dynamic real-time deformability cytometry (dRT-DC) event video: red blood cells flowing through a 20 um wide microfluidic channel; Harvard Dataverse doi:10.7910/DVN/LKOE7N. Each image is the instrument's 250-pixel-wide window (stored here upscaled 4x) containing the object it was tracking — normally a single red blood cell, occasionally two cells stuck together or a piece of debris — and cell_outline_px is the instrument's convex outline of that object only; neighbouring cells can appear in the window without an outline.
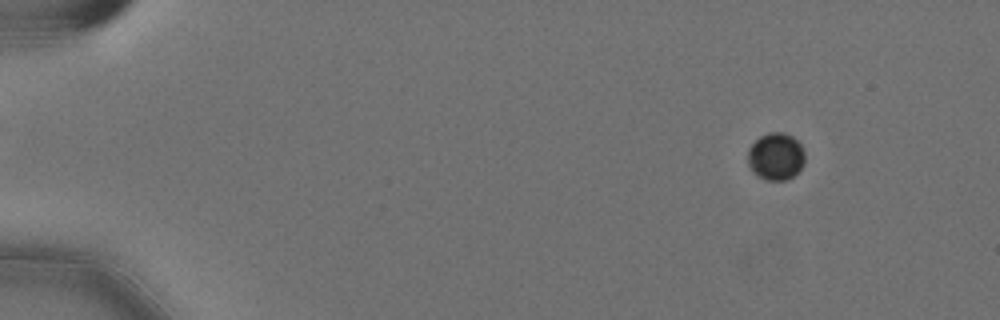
{"species": "Egyptian fruit bat (a non-hibernating species)", "species_latin": "Rousettus aegyptiacus", "temperature_condition": "cold", "stored_images_in_passage": 59, "camera_frame_rate_fps": 3000, "um_per_image_px": 0.085, "animal": {"sex": "female"}, "frame": {"image": 1, "passage_image": 8, "time_ms": 2.333, "image_size_px": [1000, 320], "cell_outline_px": [[804, 164], [788, 180], [764, 180], [752, 172], [748, 164], [748, 148], [760, 136], [768, 132], [784, 132], [792, 136], [800, 144], [804, 152]], "centroid_in_image_um": [65.93, 13.3], "position_along_channel_um": 19.1, "area_um2": 15.78}}
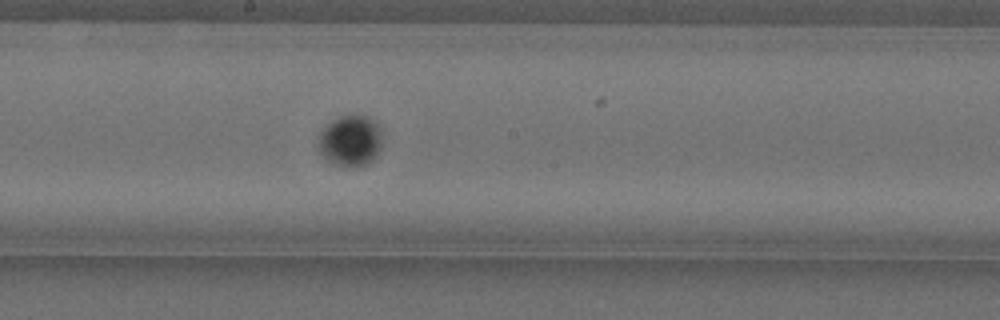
{"frame": {"image": 2, "passage_image": 34, "time_ms": 11.0, "image_size_px": [1000, 320], "cell_outline_px": [[380, 148], [376, 156], [368, 164], [360, 168], [344, 168], [332, 164], [316, 148], [316, 144], [320, 132], [332, 120], [340, 116], [368, 116], [380, 128]], "centroid_in_image_um": [29.74, 12.02], "position_along_channel_um": 218.5, "area_um2": 19.31}}
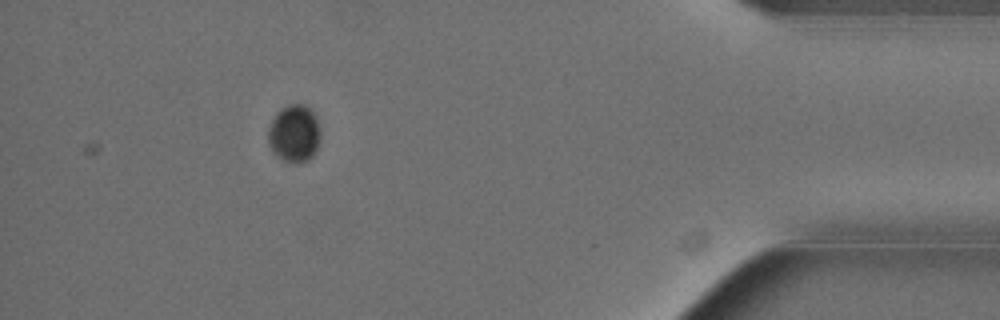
{"frame": {"image": 3, "passage_image": 54, "time_ms": 17.667, "image_size_px": [1000, 320], "cell_outline_px": [[320, 140], [316, 152], [308, 160], [296, 164], [284, 160], [276, 156], [272, 152], [268, 144], [268, 128], [276, 112], [280, 108], [288, 104], [304, 104], [316, 116], [320, 128]], "centroid_in_image_um": [25.01, 11.36], "position_along_channel_um": 410.2, "area_um2": 17.86}}